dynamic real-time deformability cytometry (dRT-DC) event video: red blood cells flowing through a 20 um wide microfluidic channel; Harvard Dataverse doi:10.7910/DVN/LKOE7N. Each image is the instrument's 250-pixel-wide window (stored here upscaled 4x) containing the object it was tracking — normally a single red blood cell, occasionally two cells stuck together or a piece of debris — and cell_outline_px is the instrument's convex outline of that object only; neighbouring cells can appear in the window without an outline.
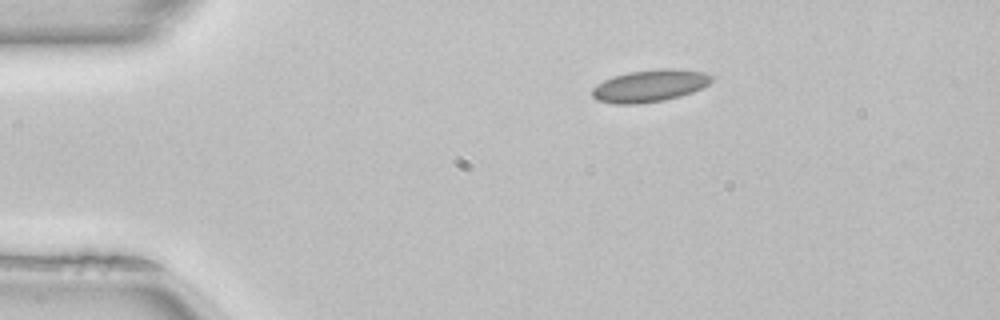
{"species": "common noctule bat (a hibernating species)", "species_latin": "Nyctalus noctula", "temperature_condition": "room temperature", "stored_images_in_passage": 42, "camera_frame_rate_fps": 3000, "um_per_image_px": 0.085, "animal": {"sex": "female", "body_mass_g": 22.7, "forearm_length_mm": 54.2}, "frame": {"image": 1, "passage_image": 1, "time_ms": 0.0, "image_size_px": [1000, 320], "cell_outline_px": [[712, 80], [708, 84], [692, 92], [680, 96], [664, 100], [640, 104], [616, 104], [596, 100], [592, 96], [592, 88], [596, 84], [612, 76], [628, 72], [660, 68], [668, 68], [704, 72], [712, 76]], "centroid_in_image_um": [55.19, 7.29], "position_along_channel_um": 29.8, "area_um2": 22.43}}
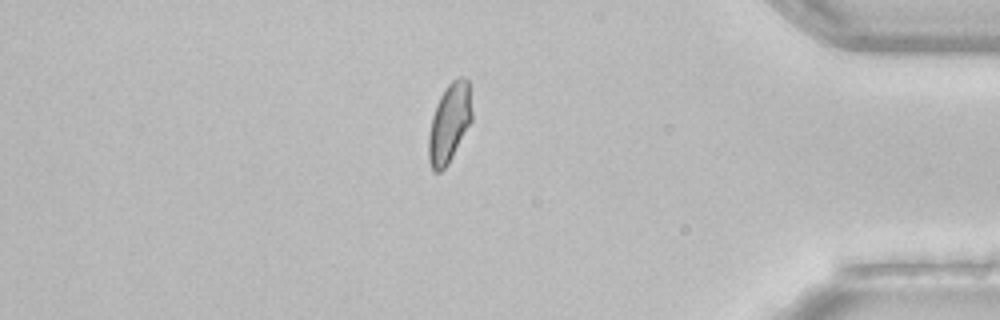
{"frame": {"image": 2, "passage_image": 35, "time_ms": 11.333, "image_size_px": [1000, 320], "cell_outline_px": [[472, 120], [448, 164], [440, 172], [432, 172], [428, 160], [428, 136], [432, 116], [436, 104], [440, 96], [448, 84], [452, 80], [460, 76], [464, 76], [468, 80], [472, 112]], "centroid_in_image_um": [38.18, 10.46], "position_along_channel_um": 397.0, "area_um2": 20.06}}
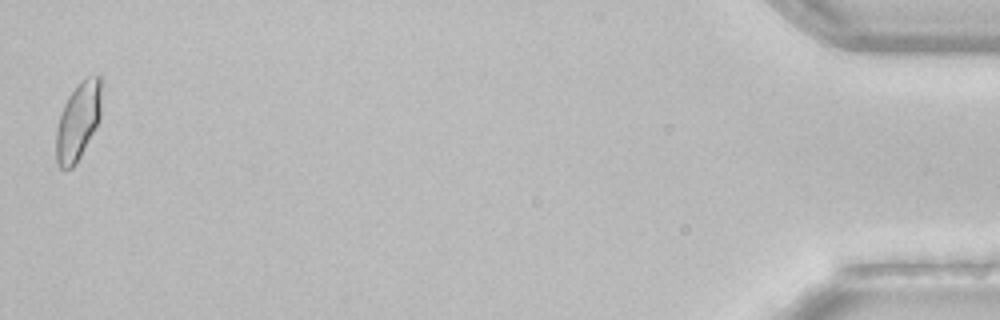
{"frame": {"image": 3, "passage_image": 42, "time_ms": 13.667, "image_size_px": [1000, 320], "cell_outline_px": [[104, 80], [100, 120], [96, 128], [76, 164], [72, 168], [60, 168], [56, 160], [56, 128], [64, 104], [68, 96], [76, 84], [80, 80], [88, 76], [100, 76]], "centroid_in_image_um": [6.68, 10.23], "position_along_channel_um": 428.5, "area_um2": 21.15}, "authors_computed_cell_mechanics": {"area_um2": 20.3456, "velocity_mm_per_s": 4.0322, "shape_relaxation_time_tau1_ms": null, "shape_relaxation_time_tau2_ms": 1.6782, "deformation_change_tau1": null, "deformation_change_tau2": 0.0424}}